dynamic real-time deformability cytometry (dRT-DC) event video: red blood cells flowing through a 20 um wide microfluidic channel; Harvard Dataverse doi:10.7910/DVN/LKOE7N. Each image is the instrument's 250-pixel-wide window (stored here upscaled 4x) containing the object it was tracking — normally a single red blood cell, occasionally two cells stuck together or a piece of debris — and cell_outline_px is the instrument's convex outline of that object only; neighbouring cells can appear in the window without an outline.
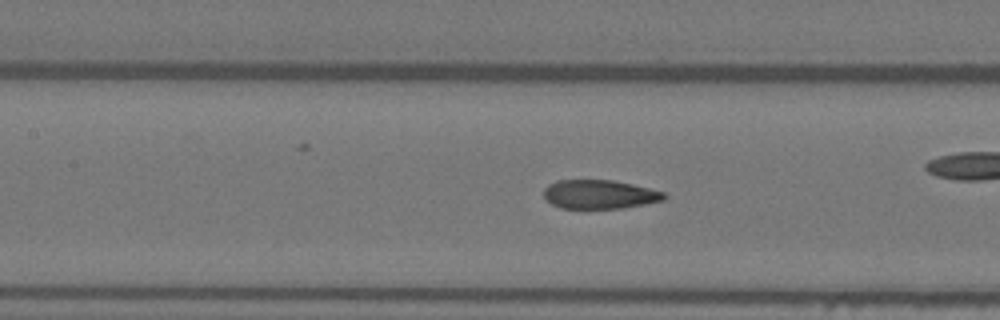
{"species": "Egyptian fruit bat (a non-hibernating species)", "species_latin": "Rousettus aegyptiacus", "temperature_condition": "warm", "stored_images_in_passage": 53, "camera_frame_rate_fps": 3000, "um_per_image_px": 0.085, "animal": {"sex": "female"}, "frame": {"image": 1, "passage_image": 23, "time_ms": 7.333, "image_size_px": [1000, 320], "cell_outline_px": [[668, 196], [664, 200], [624, 208], [560, 208], [552, 204], [544, 196], [544, 188], [548, 184], [556, 180], [612, 180], [632, 184], [664, 192]], "centroid_in_image_um": [50.96, 16.52], "position_along_channel_um": 156.4, "area_um2": 20.23}, "authors_computed_cell_mechanics": {"area_um2": 21.675, "velocity_mm_per_s": 3.7945, "shape_relaxation_time_tau1_ms": 8.3616, "shape_relaxation_time_tau2_ms": 1.0996, "deformation_change_tau1": 0.2342, "deformation_change_tau2": 0.0612}}